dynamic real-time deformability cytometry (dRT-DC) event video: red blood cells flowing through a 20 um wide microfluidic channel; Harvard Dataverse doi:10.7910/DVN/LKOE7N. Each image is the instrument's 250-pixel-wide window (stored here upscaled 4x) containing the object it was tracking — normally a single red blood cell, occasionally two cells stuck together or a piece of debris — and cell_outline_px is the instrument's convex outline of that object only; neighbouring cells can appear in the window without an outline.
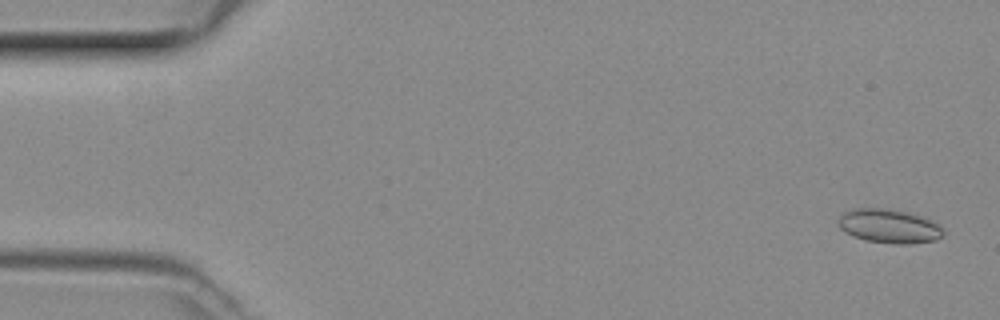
{"species": "common noctule bat (a hibernating species)", "species_latin": "Nyctalus noctula", "temperature_condition": "room temperature", "stored_images_in_passage": 50, "camera_frame_rate_fps": 3000, "um_per_image_px": 0.085, "animal": {"sex": "female", "body_mass_g": 29.2, "forearm_length_mm": 56.3}, "frame": {"image": 1, "passage_image": 2, "time_ms": 0.333, "image_size_px": [1000, 320], "cell_outline_px": [[944, 236], [936, 240], [908, 244], [896, 244], [864, 240], [852, 236], [844, 232], [840, 228], [836, 220], [844, 212], [852, 208], [888, 208], [920, 216], [940, 224], [944, 228]], "centroid_in_image_um": [75.56, 19.22], "position_along_channel_um": 9.4, "area_um2": 21.04}}
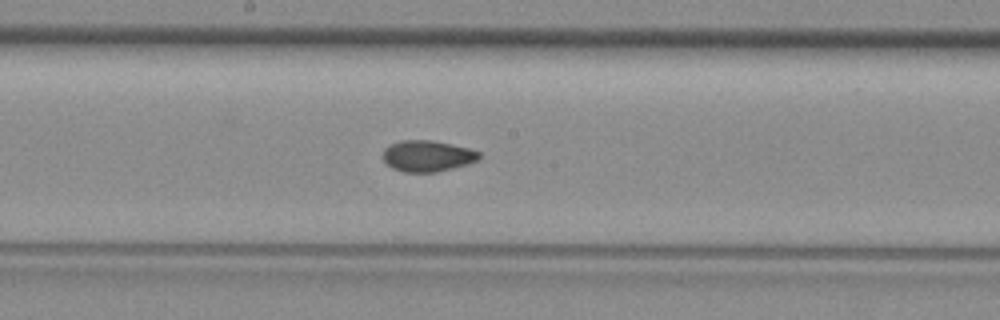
{"frame": {"image": 2, "passage_image": 26, "time_ms": 8.333, "image_size_px": [1000, 320], "cell_outline_px": [[480, 156], [476, 160], [468, 164], [436, 172], [404, 172], [392, 168], [384, 160], [384, 148], [400, 140], [428, 140], [468, 148], [480, 152]], "centroid_in_image_um": [36.32, 13.26], "position_along_channel_um": 211.9, "area_um2": 17.17}}
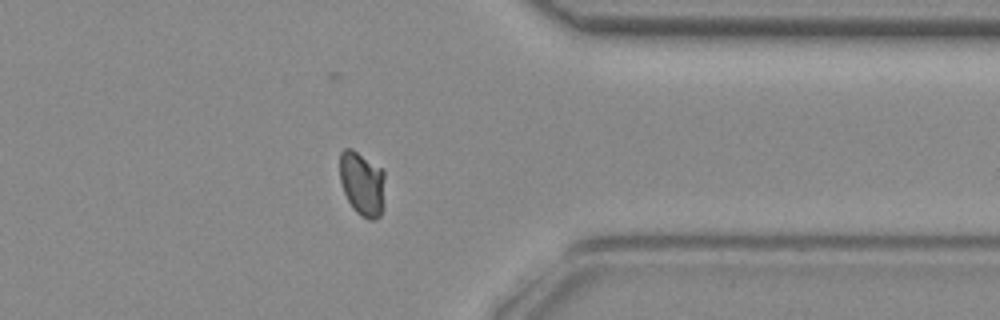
{"frame": {"image": 3, "passage_image": 39, "time_ms": 12.667, "image_size_px": [1000, 320], "cell_outline_px": [[384, 208], [380, 216], [376, 220], [368, 220], [356, 212], [352, 208], [344, 192], [340, 180], [340, 152], [344, 148], [352, 148], [380, 168], [384, 172]], "centroid_in_image_um": [30.79, 15.64], "position_along_channel_um": 380.6, "area_um2": 17.11}}